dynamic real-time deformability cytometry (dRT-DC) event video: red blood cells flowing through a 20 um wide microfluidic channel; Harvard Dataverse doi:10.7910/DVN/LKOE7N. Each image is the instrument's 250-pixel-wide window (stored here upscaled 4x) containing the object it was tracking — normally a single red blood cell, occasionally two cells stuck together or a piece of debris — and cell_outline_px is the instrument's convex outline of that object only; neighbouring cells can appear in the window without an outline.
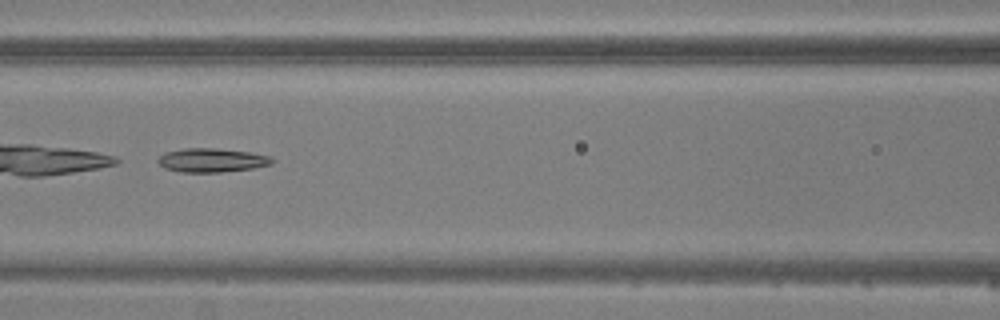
{"species": "common noctule bat (a hibernating species)", "species_latin": "Nyctalus noctula", "temperature_condition": "warm", "stored_images_in_passage": 7, "camera_frame_rate_fps": 3000, "um_per_image_px": 0.085, "animal": {"sex": "male", "body_mass_g": 20.5, "forearm_length_mm": 52.5}, "frame": {"image": 1, "passage_image": 7, "time_ms": 8.0, "image_size_px": [1000, 320], "cell_outline_px": [[276, 160], [272, 164], [252, 168], [220, 172], [180, 172], [164, 168], [156, 160], [164, 152], [184, 148], [212, 148], [252, 152], [272, 156]], "centroid_in_image_um": [18.02, 13.61], "position_along_channel_um": 148.6, "area_um2": 16.01}}